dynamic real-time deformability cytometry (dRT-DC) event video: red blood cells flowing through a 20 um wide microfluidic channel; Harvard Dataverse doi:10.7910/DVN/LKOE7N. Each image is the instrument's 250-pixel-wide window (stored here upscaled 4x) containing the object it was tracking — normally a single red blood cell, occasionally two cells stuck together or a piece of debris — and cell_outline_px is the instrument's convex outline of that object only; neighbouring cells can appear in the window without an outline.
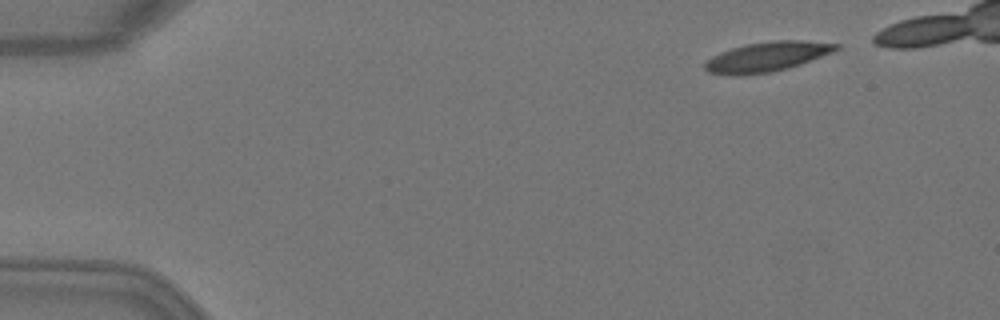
{"species": "Egyptian fruit bat (a non-hibernating species)", "species_latin": "Rousettus aegyptiacus", "temperature_condition": "warm", "stored_images_in_passage": 5, "camera_frame_rate_fps": 3000, "um_per_image_px": 0.085, "animal": {"sex": "female"}, "frame": {"image": 1, "passage_image": 1, "time_ms": 0.0, "image_size_px": [1000, 320], "cell_outline_px": [[840, 48], [832, 52], [800, 64], [788, 68], [772, 72], [744, 76], [736, 76], [708, 72], [704, 68], [704, 64], [712, 56], [720, 52], [732, 48], [748, 44], [772, 40], [800, 40], [840, 44]], "centroid_in_image_um": [65.18, 4.83], "position_along_channel_um": 19.8, "area_um2": 22.72}}
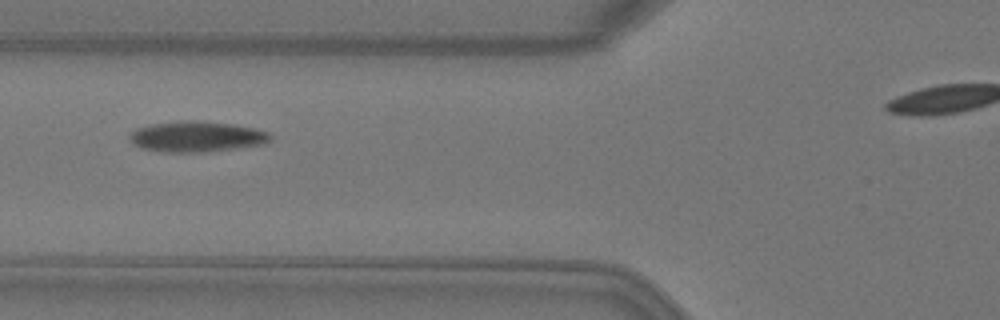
{"frame": {"image": 2, "passage_image": 5, "time_ms": 1.333, "image_size_px": [1000, 320], "cell_outline_px": [[272, 140], [264, 144], [236, 148], [204, 152], [164, 152], [140, 148], [132, 144], [128, 136], [136, 128], [152, 124], [184, 120], [196, 120], [236, 124], [256, 128], [268, 132], [272, 136]], "centroid_in_image_um": [16.73, 11.61], "position_along_channel_um": 109.1, "area_um2": 25.43}}